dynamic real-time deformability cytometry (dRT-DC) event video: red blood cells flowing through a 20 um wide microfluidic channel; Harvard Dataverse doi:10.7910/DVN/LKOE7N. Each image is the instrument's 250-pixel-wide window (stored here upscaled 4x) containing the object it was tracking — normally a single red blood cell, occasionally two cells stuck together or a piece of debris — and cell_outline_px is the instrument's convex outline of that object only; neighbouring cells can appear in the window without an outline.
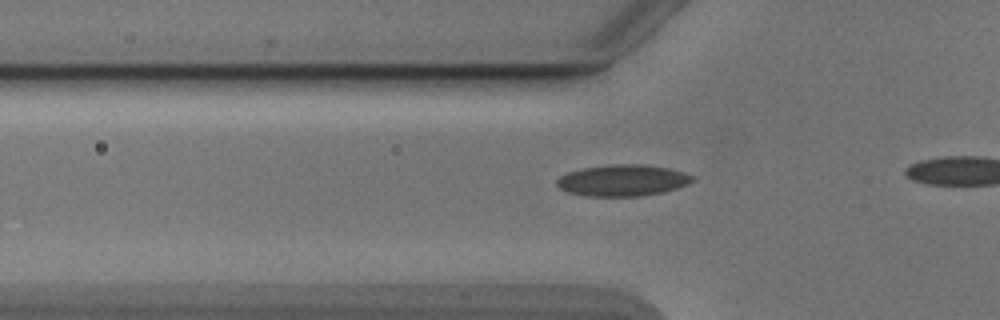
{"species": "Egyptian fruit bat (a non-hibernating species)", "species_latin": "Rousettus aegyptiacus", "temperature_condition": "cold", "stored_images_in_passage": 8, "camera_frame_rate_fps": 3000, "um_per_image_px": 0.085, "animal": {"sex": "male"}, "frame": {"image": 1, "passage_image": 2, "time_ms": 0.333, "image_size_px": [1000, 320], "cell_outline_px": [[696, 180], [688, 184], [664, 192], [640, 196], [584, 196], [568, 192], [560, 188], [556, 184], [556, 180], [560, 176], [568, 172], [584, 168], [612, 164], [644, 164], [668, 168], [684, 172], [696, 176]], "centroid_in_image_um": [52.96, 15.33], "position_along_channel_um": 72.8, "area_um2": 24.97}}
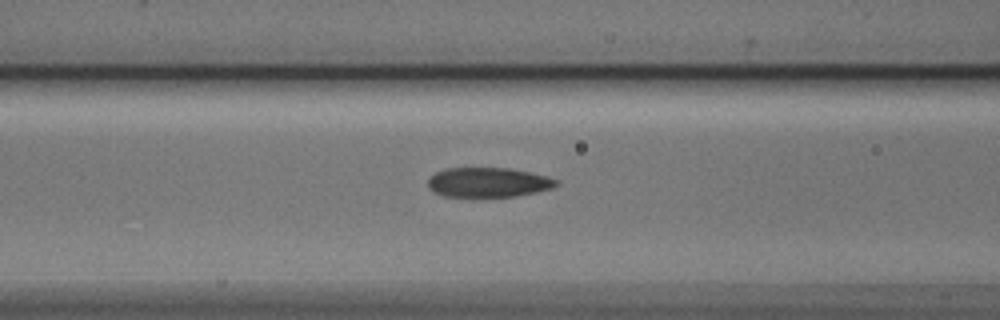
{"frame": {"image": 2, "passage_image": 6, "time_ms": 1.667, "image_size_px": [1000, 320], "cell_outline_px": [[560, 184], [552, 188], [536, 192], [516, 196], [444, 196], [432, 192], [428, 188], [428, 180], [436, 172], [444, 168], [508, 168], [548, 176], [556, 180]], "centroid_in_image_um": [41.48, 15.5], "position_along_channel_um": 125.1, "area_um2": 22.08}}